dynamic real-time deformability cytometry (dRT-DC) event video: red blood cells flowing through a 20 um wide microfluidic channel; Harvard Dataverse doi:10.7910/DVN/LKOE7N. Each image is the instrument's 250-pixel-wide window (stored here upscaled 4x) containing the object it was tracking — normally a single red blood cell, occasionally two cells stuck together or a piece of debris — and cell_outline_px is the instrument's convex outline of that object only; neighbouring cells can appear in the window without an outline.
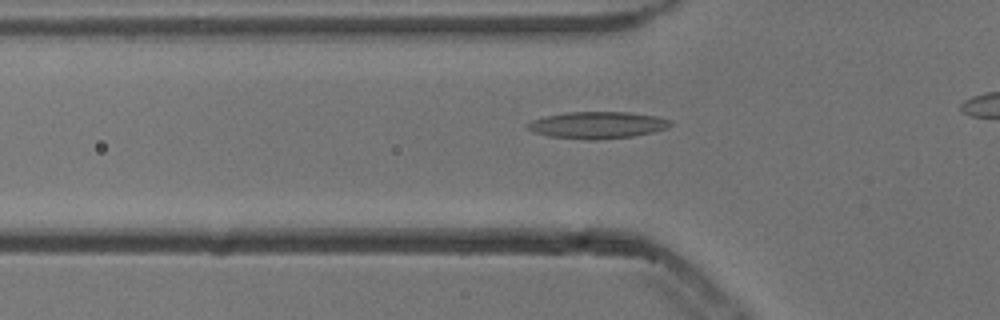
{"species": "common noctule bat (a hibernating species)", "species_latin": "Nyctalus noctula", "temperature_condition": "cold", "stored_images_in_passage": 36, "camera_frame_rate_fps": 3000, "um_per_image_px": 0.085, "animal": {"sex": "male", "body_mass_g": 13.3}, "frame": {"image": 1, "passage_image": 10, "time_ms": 3.0, "image_size_px": [1000, 320], "cell_outline_px": [[672, 124], [668, 128], [652, 132], [632, 136], [596, 140], [588, 140], [552, 136], [536, 132], [528, 128], [524, 124], [532, 120], [544, 116], [568, 112], [628, 112], [656, 116], [672, 120]], "centroid_in_image_um": [50.8, 10.62], "position_along_channel_um": 75.0, "area_um2": 22.25}}
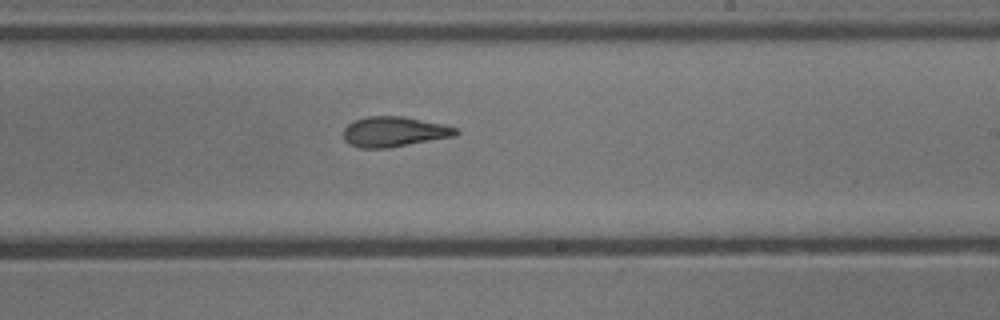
{"frame": {"image": 2, "passage_image": 24, "time_ms": 7.667, "image_size_px": [1000, 320], "cell_outline_px": [[460, 132], [456, 136], [388, 148], [360, 148], [348, 144], [344, 140], [344, 128], [352, 120], [368, 116], [400, 116], [444, 124], [460, 128]], "centroid_in_image_um": [33.51, 11.2], "position_along_channel_um": 255.5, "area_um2": 20.0}}
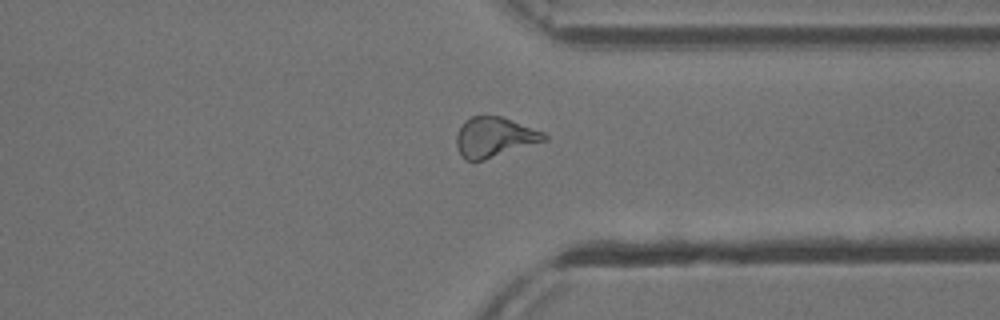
{"frame": {"image": 3, "passage_image": 33, "time_ms": 10.667, "image_size_px": [1000, 320], "cell_outline_px": [[548, 140], [484, 160], [464, 160], [456, 144], [456, 132], [464, 120], [472, 116], [500, 116], [544, 132], [548, 136]], "centroid_in_image_um": [42.01, 11.66], "position_along_channel_um": 369.4, "area_um2": 20.4}}